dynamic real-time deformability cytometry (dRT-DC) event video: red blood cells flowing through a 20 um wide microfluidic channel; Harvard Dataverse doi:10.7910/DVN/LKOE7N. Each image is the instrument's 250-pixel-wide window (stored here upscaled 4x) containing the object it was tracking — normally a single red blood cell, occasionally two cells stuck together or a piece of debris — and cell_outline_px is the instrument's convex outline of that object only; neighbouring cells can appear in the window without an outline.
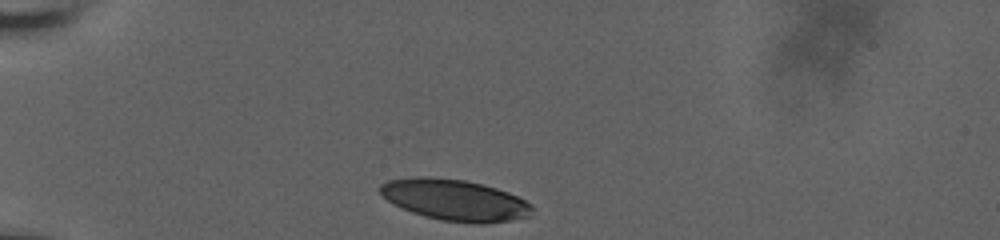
{"species": "human", "species_latin": "Homo sapiens", "temperature_condition": "room temperature", "stored_images_in_passage": 35, "camera_frame_rate_fps": 3000, "um_per_image_px": 0.085, "donor": {"sex": "male"}, "frame": {"image": 1, "passage_image": 1, "time_ms": 0.0, "image_size_px": [1000, 240], "cell_outline_px": [[532, 208], [528, 216], [512, 220], [484, 224], [472, 224], [440, 220], [424, 216], [412, 212], [388, 200], [380, 192], [380, 184], [388, 180], [420, 176], [428, 176], [464, 180], [484, 184], [508, 192], [532, 204]], "centroid_in_image_um": [38.67, 17.0], "position_along_channel_um": 46.3, "area_um2": 36.41}}
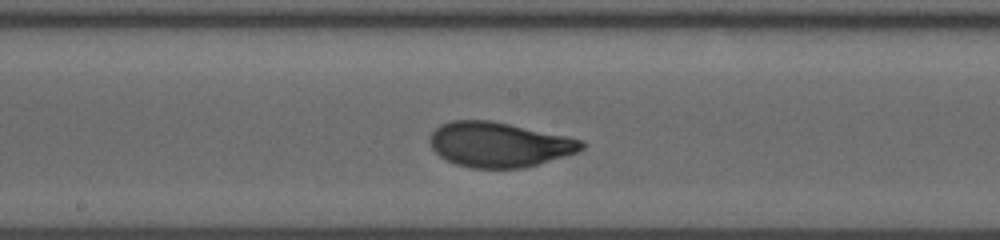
{"frame": {"image": 2, "passage_image": 24, "time_ms": 5.333, "image_size_px": [1000, 240], "cell_outline_px": [[588, 144], [584, 148], [576, 152], [564, 156], [524, 168], [472, 168], [456, 164], [444, 160], [432, 148], [432, 132], [440, 124], [452, 120], [488, 120], [568, 136], [584, 140]], "centroid_in_image_um": [42.45, 12.29], "position_along_channel_um": 205.8, "area_um2": 39.54}}
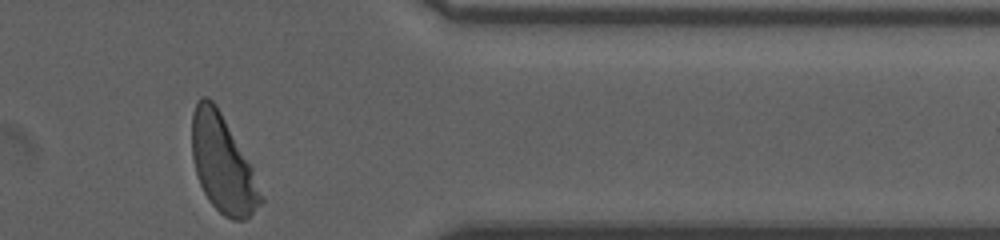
{"frame": {"image": 3, "passage_image": 35, "time_ms": 10.667, "image_size_px": [1000, 240], "cell_outline_px": [[264, 200], [244, 220], [232, 220], [224, 216], [208, 200], [200, 184], [196, 172], [192, 156], [192, 112], [200, 96], [208, 96], [216, 104], [252, 168]], "centroid_in_image_um": [18.9, 13.92], "position_along_channel_um": 392.5, "area_um2": 38.38}, "authors_computed_cell_mechanics": {"area_um2": 39.3618, "velocity_mm_per_s": 3.7435, "shape_relaxation_time_tau1_ms": 3.7961, "shape_relaxation_time_tau2_ms": null, "deformation_change_tau1": 0.1669, "deformation_change_tau2": null}}